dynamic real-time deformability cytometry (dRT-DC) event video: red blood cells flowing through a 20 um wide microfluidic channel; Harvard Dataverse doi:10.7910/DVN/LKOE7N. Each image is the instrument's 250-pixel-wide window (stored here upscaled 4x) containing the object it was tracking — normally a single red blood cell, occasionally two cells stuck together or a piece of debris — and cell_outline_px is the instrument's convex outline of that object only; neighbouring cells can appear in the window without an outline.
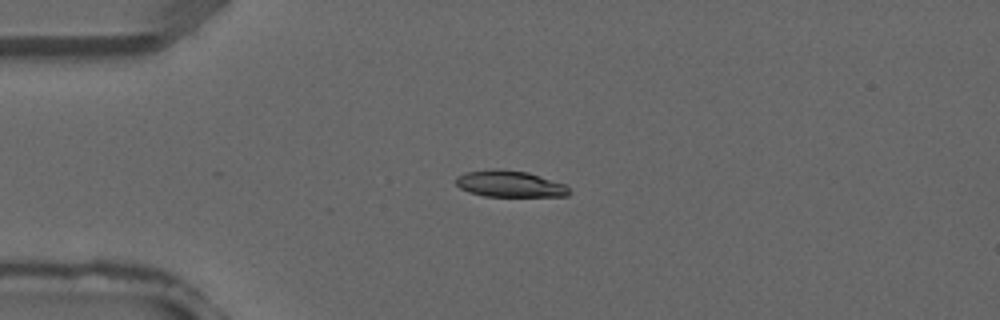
{"species": "common noctule bat (a hibernating species)", "species_latin": "Nyctalus noctula", "temperature_condition": "warm", "stored_images_in_passage": 1, "camera_frame_rate_fps": 3000, "um_per_image_px": 0.085, "animal": {"sex": "male", "forearm_length_mm": 52.5}, "frame": {"image": 1, "passage_image": 1, "time_ms": 0.0, "image_size_px": [1000, 320], "cell_outline_px": [[572, 192], [568, 196], [484, 196], [468, 192], [460, 188], [456, 184], [456, 176], [464, 172], [492, 168], [500, 168], [528, 172], [564, 184]], "centroid_in_image_um": [43.29, 15.62], "position_along_channel_um": 41.7, "area_um2": 17.63}}